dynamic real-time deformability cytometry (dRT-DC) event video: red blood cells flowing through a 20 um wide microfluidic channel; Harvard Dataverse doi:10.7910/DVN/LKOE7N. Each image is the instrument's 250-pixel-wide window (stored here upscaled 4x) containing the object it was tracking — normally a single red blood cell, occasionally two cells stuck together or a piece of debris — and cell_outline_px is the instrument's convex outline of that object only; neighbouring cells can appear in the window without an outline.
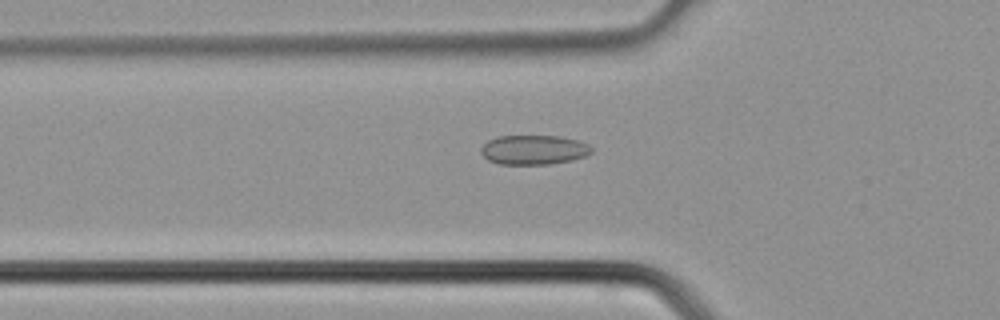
{"species": "common noctule bat (a hibernating species)", "species_latin": "Nyctalus noctula", "temperature_condition": "cold", "stored_images_in_passage": 25, "camera_frame_rate_fps": 3000, "um_per_image_px": 0.085, "animal": {"sex": "male", "body_mass_g": 21.5, "forearm_length_mm": 52.0}, "frame": {"image": 1, "passage_image": 3, "time_ms": 0.667, "image_size_px": [1000, 320], "cell_outline_px": [[592, 152], [584, 156], [572, 160], [548, 164], [500, 164], [488, 160], [480, 152], [480, 148], [488, 140], [496, 136], [560, 136], [576, 140], [588, 144], [592, 148]], "centroid_in_image_um": [45.34, 12.73], "position_along_channel_um": 80.5, "area_um2": 18.96}}
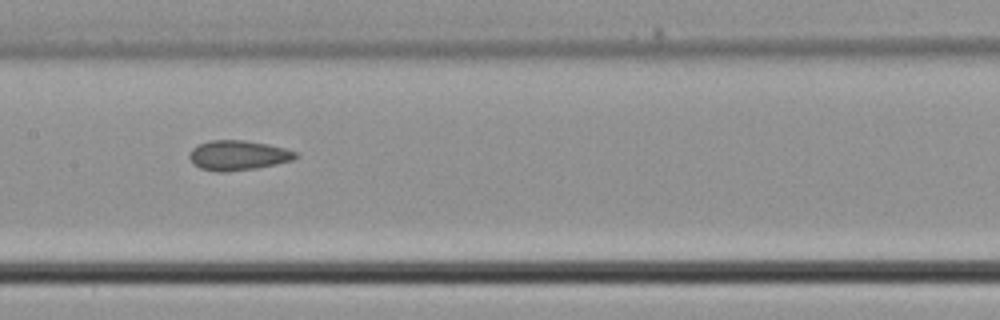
{"frame": {"image": 2, "passage_image": 9, "time_ms": 2.667, "image_size_px": [1000, 320], "cell_outline_px": [[300, 156], [292, 160], [276, 164], [256, 168], [228, 172], [216, 172], [200, 168], [188, 156], [188, 152], [192, 148], [208, 140], [244, 140], [268, 144], [300, 152]], "centroid_in_image_um": [20.26, 13.2], "position_along_channel_um": 187.1, "area_um2": 18.61}}
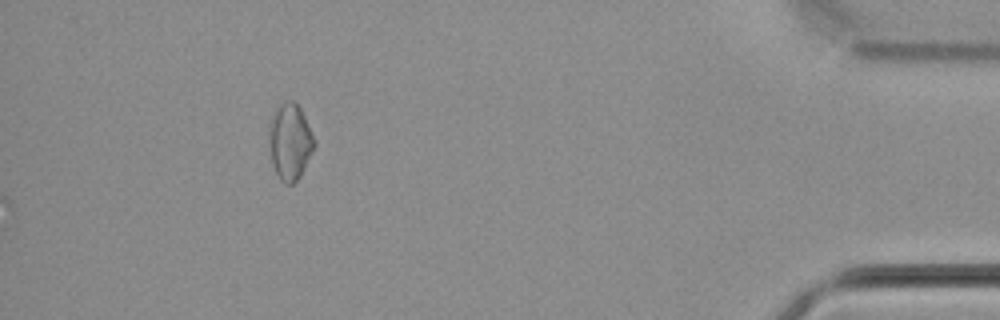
{"frame": {"image": 3, "passage_image": 25, "time_ms": 8.0, "image_size_px": [1000, 320], "cell_outline_px": [[316, 144], [300, 176], [292, 184], [284, 184], [280, 180], [272, 164], [268, 128], [272, 116], [276, 108], [284, 100], [292, 100], [300, 108], [316, 140]], "centroid_in_image_um": [24.65, 12.03], "position_along_channel_um": 410.6, "area_um2": 20.06}}